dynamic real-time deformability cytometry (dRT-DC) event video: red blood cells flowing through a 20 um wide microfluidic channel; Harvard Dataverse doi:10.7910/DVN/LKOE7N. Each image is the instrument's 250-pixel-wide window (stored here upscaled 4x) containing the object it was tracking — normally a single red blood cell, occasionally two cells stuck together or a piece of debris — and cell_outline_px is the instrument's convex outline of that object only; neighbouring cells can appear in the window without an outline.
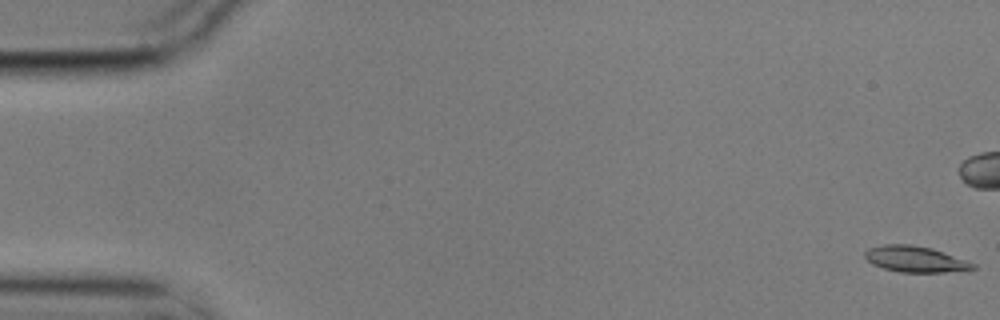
{"species": "common noctule bat (a hibernating species)", "species_latin": "Nyctalus noctula", "temperature_condition": "cold", "stored_images_in_passage": 8, "segment_of_instrument_passage": [1, 2], "camera_frame_rate_fps": 3000, "um_per_image_px": 0.085, "animal": {"sex": "male", "body_mass_g": 17.9}, "frame": {"image": 1, "passage_image": 1, "time_ms": 0.0, "image_size_px": [1000, 320], "cell_outline_px": [[976, 268], [968, 272], [900, 272], [884, 268], [872, 264], [864, 256], [864, 252], [868, 248], [884, 244], [912, 244], [932, 248], [944, 252], [976, 264]], "centroid_in_image_um": [77.85, 22.03], "position_along_channel_um": 7.1, "area_um2": 16.65}}